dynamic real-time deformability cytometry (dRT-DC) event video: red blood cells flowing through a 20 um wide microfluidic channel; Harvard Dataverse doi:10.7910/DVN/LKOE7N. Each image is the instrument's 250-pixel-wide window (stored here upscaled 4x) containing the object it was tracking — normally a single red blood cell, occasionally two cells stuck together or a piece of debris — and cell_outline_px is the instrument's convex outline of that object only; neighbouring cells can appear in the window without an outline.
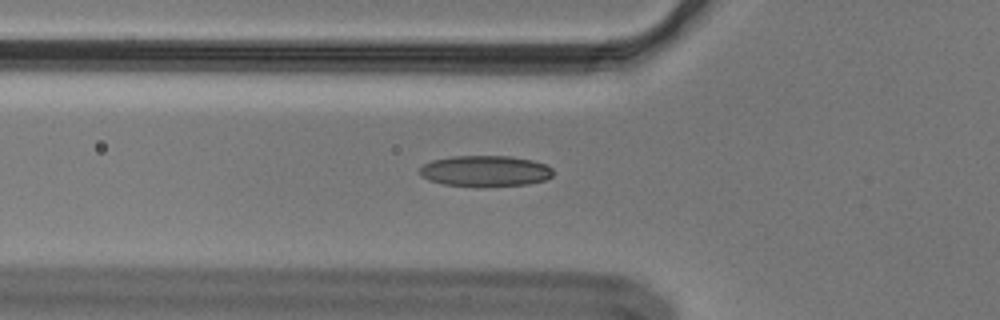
{"species": "Egyptian fruit bat (a non-hibernating species)", "species_latin": "Rousettus aegyptiacus", "temperature_condition": "cold", "stored_images_in_passage": 49, "camera_frame_rate_fps": 3000, "um_per_image_px": 0.085, "animal": {"sex": "male"}, "frame": {"image": 1, "passage_image": 18, "time_ms": 5.667, "image_size_px": [1000, 320], "cell_outline_px": [[552, 176], [544, 180], [528, 184], [480, 188], [444, 184], [428, 180], [420, 176], [420, 168], [424, 164], [432, 160], [452, 156], [512, 156], [532, 160], [544, 164], [552, 168]], "centroid_in_image_um": [41.22, 14.55], "position_along_channel_um": 84.6, "area_um2": 24.45}}
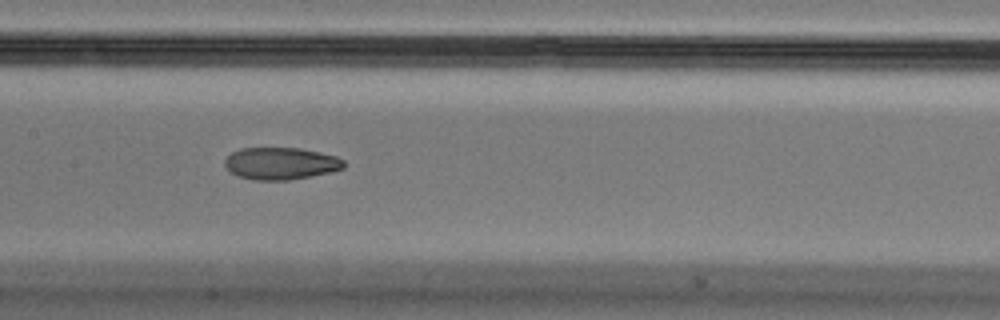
{"frame": {"image": 2, "passage_image": 26, "time_ms": 8.333, "image_size_px": [1000, 320], "cell_outline_px": [[344, 168], [332, 172], [288, 180], [252, 180], [236, 176], [224, 164], [224, 160], [232, 152], [240, 148], [300, 148], [320, 152], [336, 156], [344, 160]], "centroid_in_image_um": [23.87, 13.89], "position_along_channel_um": 183.5, "area_um2": 22.37}}
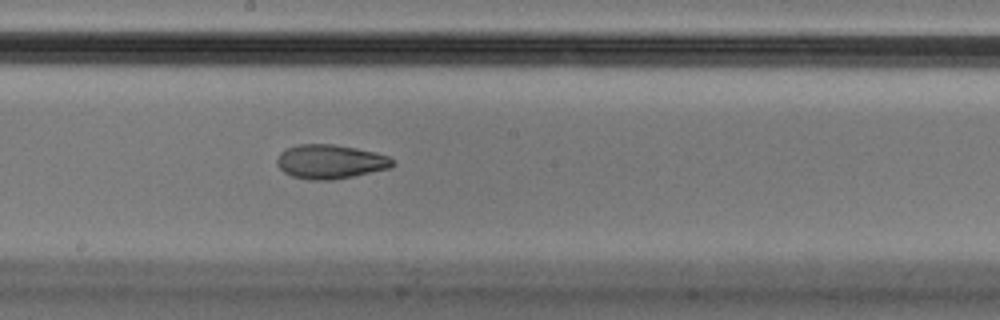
{"frame": {"image": 3, "passage_image": 29, "time_ms": 9.333, "image_size_px": [1000, 320], "cell_outline_px": [[396, 164], [392, 168], [332, 180], [308, 180], [292, 176], [284, 172], [276, 164], [276, 160], [280, 152], [288, 148], [300, 144], [332, 144], [356, 148], [376, 152], [388, 156]], "centroid_in_image_um": [28.08, 13.74], "position_along_channel_um": 220.1, "area_um2": 23.06}}